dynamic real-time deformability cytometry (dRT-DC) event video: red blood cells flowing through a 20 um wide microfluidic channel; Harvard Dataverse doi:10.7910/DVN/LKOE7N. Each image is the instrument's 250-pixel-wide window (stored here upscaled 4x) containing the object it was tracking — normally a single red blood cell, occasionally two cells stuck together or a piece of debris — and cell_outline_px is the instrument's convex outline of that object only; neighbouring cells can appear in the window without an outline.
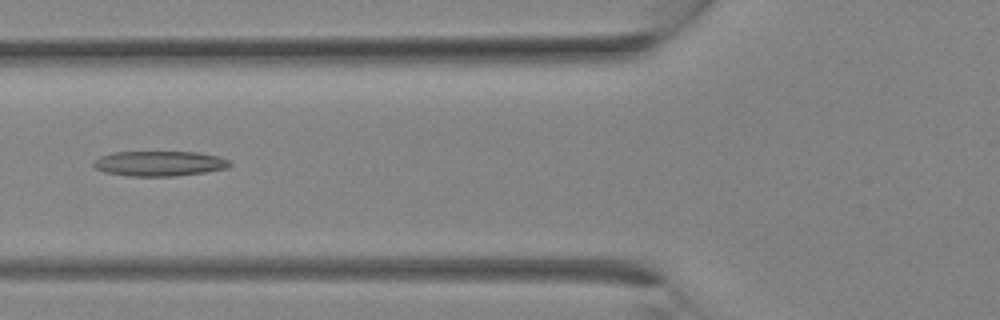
{"species": "Egyptian fruit bat (a non-hibernating species)", "species_latin": "Rousettus aegyptiacus", "temperature_condition": "room temperature", "stored_images_in_passage": 13, "camera_frame_rate_fps": 3000, "um_per_image_px": 0.085, "animal": {"sex": "female"}, "frame": {"image": 1, "passage_image": 10, "time_ms": 3.0, "image_size_px": [1000, 320], "cell_outline_px": [[232, 164], [228, 168], [204, 172], [176, 176], [128, 176], [104, 172], [96, 168], [92, 164], [92, 160], [100, 156], [112, 152], [200, 152], [220, 156], [228, 160]], "centroid_in_image_um": [13.54, 13.89], "position_along_channel_um": 112.3, "area_um2": 20.11}}
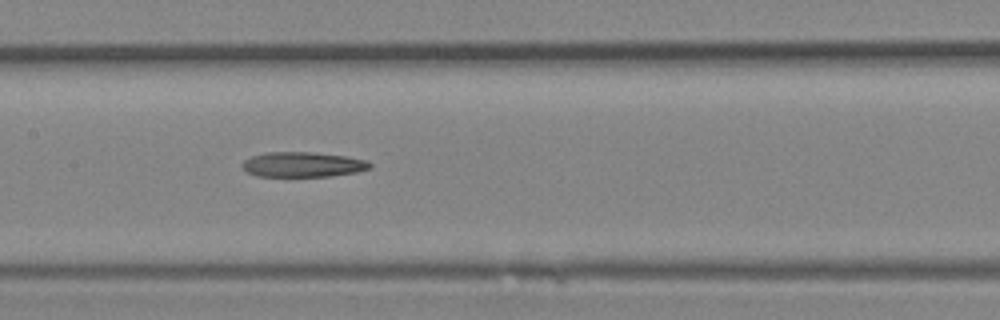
{"frame": {"image": 2, "passage_image": 13, "time_ms": 4.0, "image_size_px": [1000, 320], "cell_outline_px": [[372, 168], [356, 172], [328, 176], [256, 176], [248, 172], [240, 164], [244, 160], [252, 156], [264, 152], [312, 152], [348, 156], [368, 160], [372, 164]], "centroid_in_image_um": [25.76, 13.97], "position_along_channel_um": 181.6, "area_um2": 18.73}}